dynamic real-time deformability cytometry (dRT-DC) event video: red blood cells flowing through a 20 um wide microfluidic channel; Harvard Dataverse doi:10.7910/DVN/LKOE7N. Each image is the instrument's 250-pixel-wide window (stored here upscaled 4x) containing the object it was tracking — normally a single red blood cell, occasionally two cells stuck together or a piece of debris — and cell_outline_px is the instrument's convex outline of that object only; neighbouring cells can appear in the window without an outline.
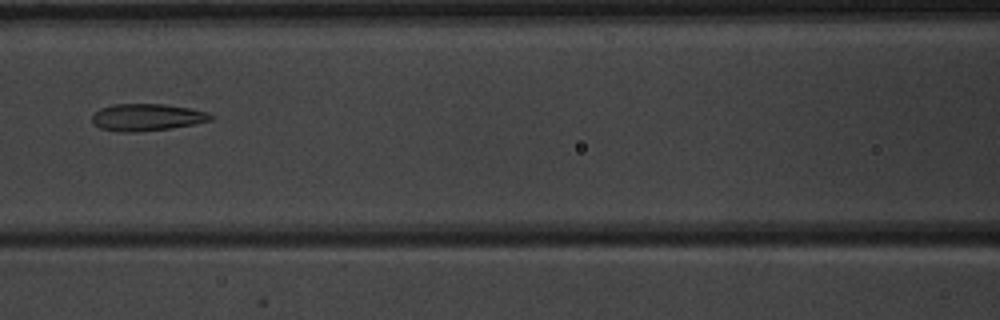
{"species": "common noctule bat (a hibernating species)", "species_latin": "Nyctalus noctula", "temperature_condition": "warm", "stored_images_in_passage": 7, "camera_frame_rate_fps": 3000, "um_per_image_px": 0.085, "animal": {"sex": "male", "body_mass_g": 20.1, "forearm_length_mm": 53.5}, "frame": {"image": 1, "passage_image": 7, "time_ms": 7.667, "image_size_px": [1000, 320], "cell_outline_px": [[216, 116], [212, 120], [196, 124], [172, 128], [136, 132], [116, 132], [100, 128], [92, 124], [92, 116], [100, 108], [112, 104], [164, 104], [192, 108], [208, 112]], "centroid_in_image_um": [12.52, 9.97], "position_along_channel_um": 154.1, "area_um2": 19.07}}